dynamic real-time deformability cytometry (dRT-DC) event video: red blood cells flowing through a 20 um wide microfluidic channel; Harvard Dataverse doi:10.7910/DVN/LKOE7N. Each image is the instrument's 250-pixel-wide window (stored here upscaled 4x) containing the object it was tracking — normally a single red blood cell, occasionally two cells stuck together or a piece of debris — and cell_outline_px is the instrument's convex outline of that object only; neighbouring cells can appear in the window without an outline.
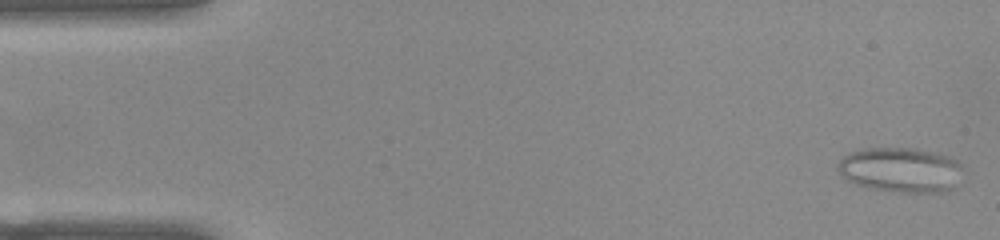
{"species": "common noctule bat (a hibernating species)", "species_latin": "Nyctalus noctula", "temperature_condition": "warm", "stored_images_in_passage": 51, "camera_frame_rate_fps": 3000, "um_per_image_px": 0.085, "animal": {"sex": "female", "body_mass_g": 22.0, "forearm_length_mm": 56.7}, "frame": {"image": 1, "passage_image": 1, "time_ms": 0.0, "image_size_px": [1000, 240], "cell_outline_px": [[960, 168], [956, 188], [944, 192], [896, 192], [864, 188], [848, 180], [836, 168], [840, 160], [848, 152], [860, 148], [916, 148], [940, 152], [956, 160], [960, 164]], "centroid_in_image_um": [76.54, 14.43], "position_along_channel_um": 8.5, "area_um2": 33.12}}
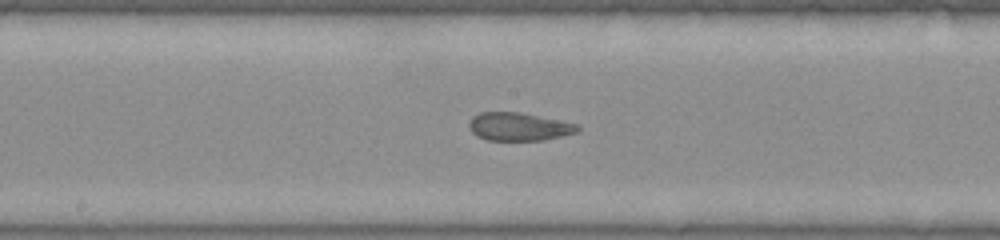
{"frame": {"image": 2, "passage_image": 26, "time_ms": 8.333, "image_size_px": [1000, 240], "cell_outline_px": [[580, 128], [576, 132], [544, 140], [488, 140], [476, 136], [472, 132], [468, 124], [472, 116], [480, 112], [520, 112], [576, 124]], "centroid_in_image_um": [44.04, 10.76], "position_along_channel_um": 204.2, "area_um2": 17.57}}
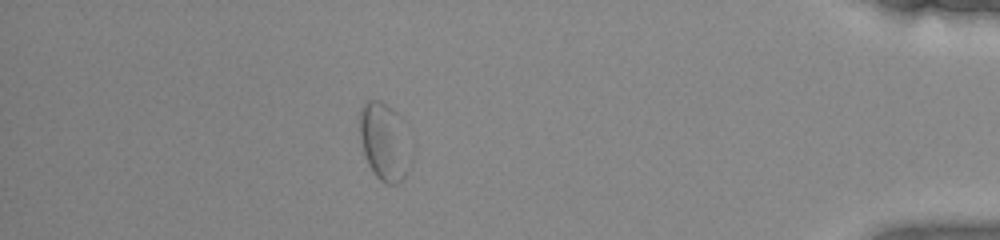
{"frame": {"image": 3, "passage_image": 45, "time_ms": 14.667, "image_size_px": [1000, 240], "cell_outline_px": [[404, 176], [396, 184], [388, 184], [380, 180], [372, 172], [368, 164], [364, 152], [360, 136], [360, 112], [364, 104], [368, 100], [380, 100], [392, 108], [396, 116], [404, 172]], "centroid_in_image_um": [32.43, 12.01], "position_along_channel_um": 402.8, "area_um2": 20.0}, "authors_computed_cell_mechanics": {"area_um2": 19.5942, "velocity_mm_per_s": 3.8967, "shape_relaxation_time_tau1_ms": null, "shape_relaxation_time_tau2_ms": 1.3811, "deformation_change_tau1": null, "deformation_change_tau2": 0.0836}}